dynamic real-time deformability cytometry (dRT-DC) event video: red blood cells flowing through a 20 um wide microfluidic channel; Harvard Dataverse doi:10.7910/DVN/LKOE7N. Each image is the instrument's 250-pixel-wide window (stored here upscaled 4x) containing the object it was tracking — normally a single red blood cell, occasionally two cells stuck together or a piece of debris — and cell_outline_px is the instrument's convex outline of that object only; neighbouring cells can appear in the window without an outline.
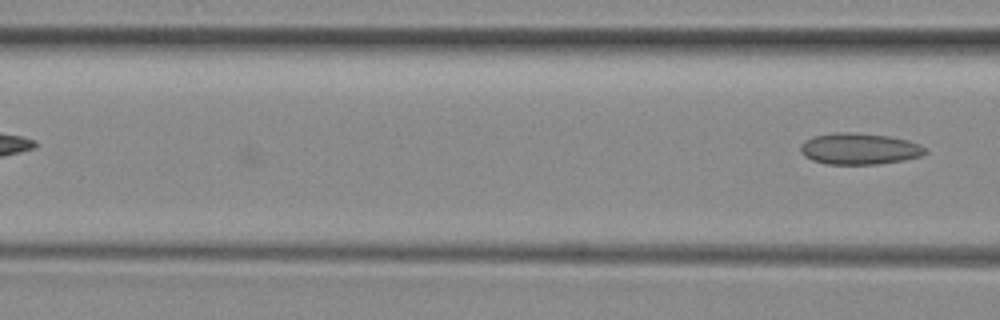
{"species": "common noctule bat (a hibernating species)", "species_latin": "Nyctalus noctula", "temperature_condition": "room temperature", "stored_images_in_passage": 10, "camera_frame_rate_fps": 3000, "um_per_image_px": 0.085, "animal": {"sex": "female", "body_mass_g": 29.2, "forearm_length_mm": 56.3}, "frame": {"image": 1, "passage_image": 10, "time_ms": 3.0, "image_size_px": [1000, 320], "cell_outline_px": [[928, 152], [920, 156], [904, 160], [880, 164], [828, 164], [812, 160], [804, 156], [800, 152], [800, 144], [804, 140], [812, 136], [836, 132], [852, 132], [888, 136], [908, 140], [920, 144]], "centroid_in_image_um": [73.01, 12.64], "position_along_channel_um": 93.6, "area_um2": 22.95}}